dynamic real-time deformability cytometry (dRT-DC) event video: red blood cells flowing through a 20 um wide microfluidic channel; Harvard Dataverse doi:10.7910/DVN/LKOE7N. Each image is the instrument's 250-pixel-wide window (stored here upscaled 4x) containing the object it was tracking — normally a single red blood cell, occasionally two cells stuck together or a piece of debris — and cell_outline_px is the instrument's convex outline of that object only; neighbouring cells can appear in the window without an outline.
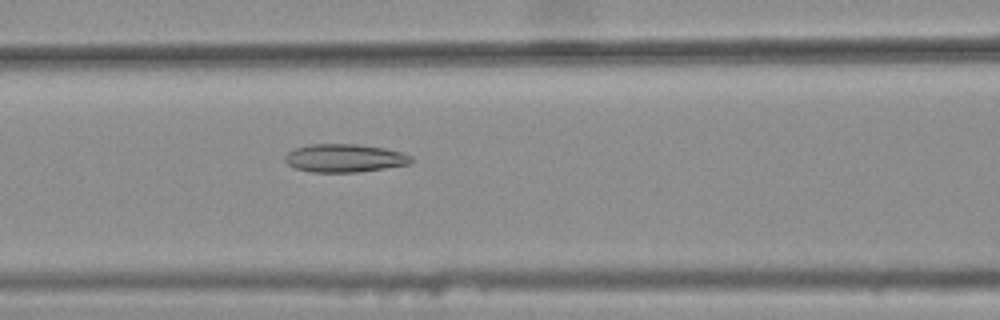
{"species": "common noctule bat (a hibernating species)", "species_latin": "Nyctalus noctula", "temperature_condition": "warm", "stored_images_in_passage": 47, "camera_frame_rate_fps": 3000, "um_per_image_px": 0.085, "animal": {"sex": "female", "body_mass_g": 25.1}, "frame": {"image": 1, "passage_image": 22, "time_ms": 7.0, "image_size_px": [1000, 320], "cell_outline_px": [[412, 160], [408, 164], [384, 168], [356, 172], [312, 172], [296, 168], [288, 164], [284, 160], [284, 156], [288, 152], [296, 148], [312, 144], [356, 144], [384, 148], [400, 152], [412, 156]], "centroid_in_image_um": [29.26, 13.44], "position_along_channel_um": 137.3, "area_um2": 20.46}}
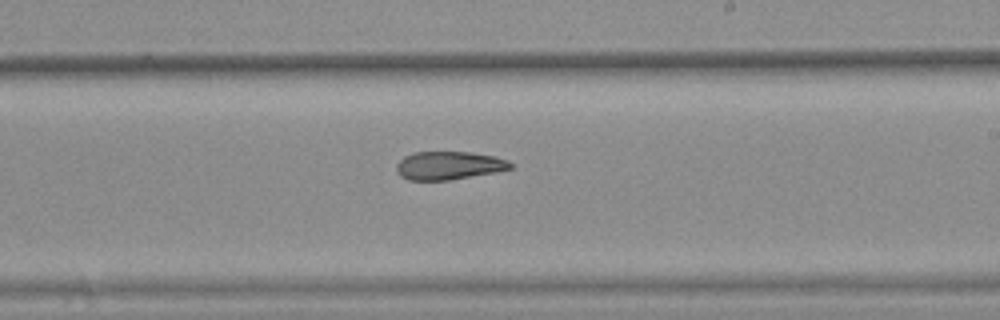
{"frame": {"image": 2, "passage_image": 31, "time_ms": 10.0, "image_size_px": [1000, 320], "cell_outline_px": [[512, 168], [492, 172], [448, 180], [408, 180], [400, 176], [396, 172], [396, 164], [404, 156], [412, 152], [472, 152], [496, 156], [508, 160], [512, 164]], "centroid_in_image_um": [38.1, 14.06], "position_along_channel_um": 250.9, "area_um2": 18.73}}
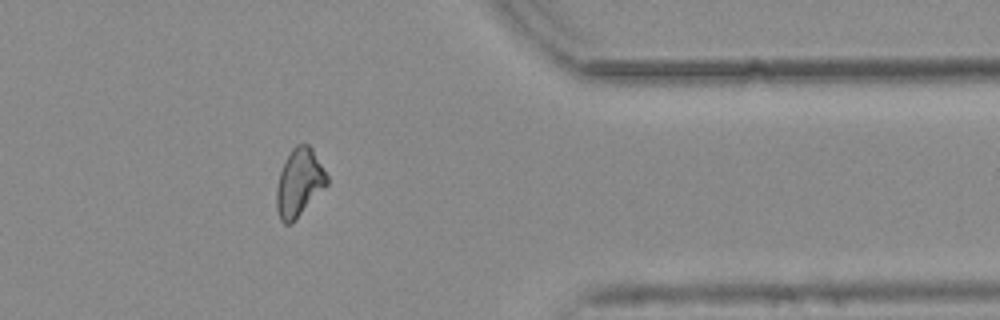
{"frame": {"image": 3, "passage_image": 43, "time_ms": 14.0, "image_size_px": [1000, 320], "cell_outline_px": [[328, 184], [292, 224], [284, 224], [280, 220], [276, 208], [276, 188], [280, 172], [284, 160], [292, 148], [296, 144], [308, 144], [312, 148], [328, 176]], "centroid_in_image_um": [25.42, 15.53], "position_along_channel_um": 386.0, "area_um2": 20.06}, "authors_computed_cell_mechanics": {"area_um2": 20.3456, "velocity_mm_per_s": 3.7945, "shape_relaxation_time_tau1_ms": null, "shape_relaxation_time_tau2_ms": 2.4297, "deformation_change_tau1": null, "deformation_change_tau2": 0.0971}}